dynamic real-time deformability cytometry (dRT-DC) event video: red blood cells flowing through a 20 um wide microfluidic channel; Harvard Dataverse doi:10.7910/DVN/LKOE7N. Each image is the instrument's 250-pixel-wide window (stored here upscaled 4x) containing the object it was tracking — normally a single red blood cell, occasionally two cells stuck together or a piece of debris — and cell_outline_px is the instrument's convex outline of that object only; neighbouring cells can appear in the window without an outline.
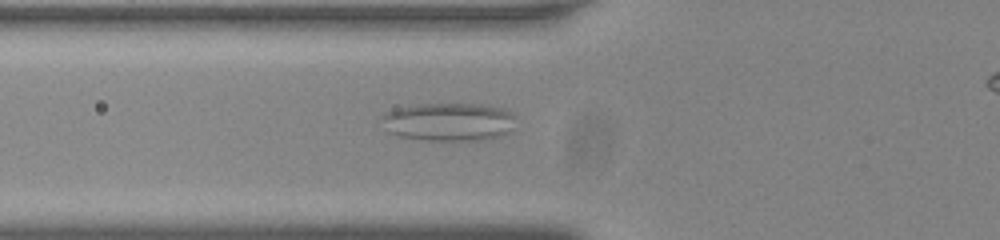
{"species": "common noctule bat (a hibernating species)", "species_latin": "Nyctalus noctula", "temperature_condition": "room temperature", "stored_images_in_passage": 38, "camera_frame_rate_fps": 3000, "um_per_image_px": 0.085, "animal": {"sex": "male", "body_mass_g": 20.0, "forearm_length_mm": 53.3}, "frame": {"image": 1, "passage_image": 8, "time_ms": 2.333, "image_size_px": [1000, 240], "cell_outline_px": [[516, 116], [512, 132], [500, 136], [484, 140], [424, 140], [400, 136], [388, 132], [380, 120], [384, 112], [396, 108], [420, 104], [480, 104], [500, 108]], "centroid_in_image_um": [38.14, 10.36], "position_along_channel_um": 87.7, "area_um2": 30.06}}
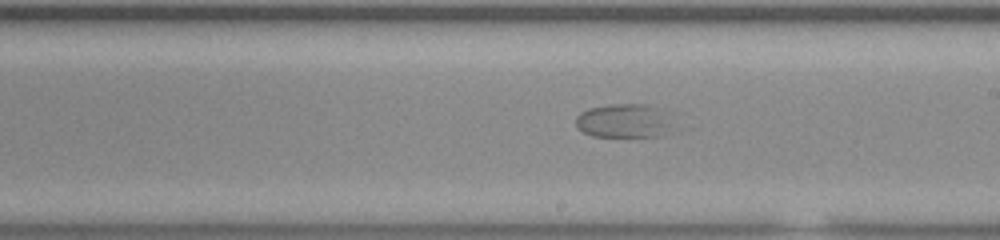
{"frame": {"image": 2, "passage_image": 20, "time_ms": 6.333, "image_size_px": [1000, 240], "cell_outline_px": [[680, 132], [660, 136], [592, 136], [576, 128], [576, 116], [580, 112], [588, 108], [608, 104], [644, 104], [652, 108], [680, 128]], "centroid_in_image_um": [53.07, 10.31], "position_along_channel_um": 235.9, "area_um2": 19.42}}
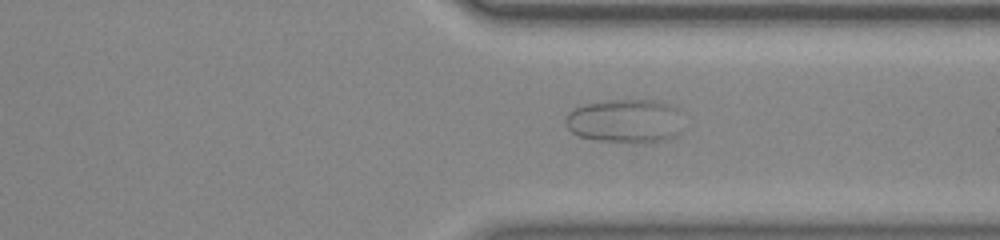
{"frame": {"image": 3, "passage_image": 30, "time_ms": 9.667, "image_size_px": [1000, 240], "cell_outline_px": [[680, 132], [676, 136], [664, 140], [600, 140], [580, 136], [572, 132], [564, 124], [564, 120], [568, 112], [584, 104], [612, 100], [656, 100], [668, 104], [676, 108]], "centroid_in_image_um": [53.07, 10.24], "position_along_channel_um": 358.3, "area_um2": 28.96}}